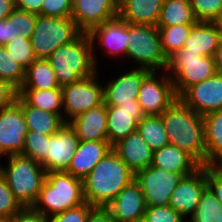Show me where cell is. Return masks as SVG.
<instances>
[{"mask_svg": "<svg viewBox=\"0 0 222 222\" xmlns=\"http://www.w3.org/2000/svg\"><path fill=\"white\" fill-rule=\"evenodd\" d=\"M18 95L30 106L51 113L63 114L61 87L50 90L19 89Z\"/></svg>", "mask_w": 222, "mask_h": 222, "instance_id": "obj_31", "label": "cell"}, {"mask_svg": "<svg viewBox=\"0 0 222 222\" xmlns=\"http://www.w3.org/2000/svg\"><path fill=\"white\" fill-rule=\"evenodd\" d=\"M137 131L153 151L169 144L160 116H145L137 125Z\"/></svg>", "mask_w": 222, "mask_h": 222, "instance_id": "obj_32", "label": "cell"}, {"mask_svg": "<svg viewBox=\"0 0 222 222\" xmlns=\"http://www.w3.org/2000/svg\"><path fill=\"white\" fill-rule=\"evenodd\" d=\"M80 141H107V106L90 109L70 121Z\"/></svg>", "mask_w": 222, "mask_h": 222, "instance_id": "obj_23", "label": "cell"}, {"mask_svg": "<svg viewBox=\"0 0 222 222\" xmlns=\"http://www.w3.org/2000/svg\"><path fill=\"white\" fill-rule=\"evenodd\" d=\"M213 58L216 66V71L222 74V40L220 41L219 46L215 51Z\"/></svg>", "mask_w": 222, "mask_h": 222, "instance_id": "obj_51", "label": "cell"}, {"mask_svg": "<svg viewBox=\"0 0 222 222\" xmlns=\"http://www.w3.org/2000/svg\"><path fill=\"white\" fill-rule=\"evenodd\" d=\"M20 107L22 108L28 131L38 132L43 135H51L55 134L65 122L63 114L51 113L30 106L21 97Z\"/></svg>", "mask_w": 222, "mask_h": 222, "instance_id": "obj_27", "label": "cell"}, {"mask_svg": "<svg viewBox=\"0 0 222 222\" xmlns=\"http://www.w3.org/2000/svg\"><path fill=\"white\" fill-rule=\"evenodd\" d=\"M192 27L193 25L181 24L157 27L160 36L161 48L167 59L176 51L183 48Z\"/></svg>", "mask_w": 222, "mask_h": 222, "instance_id": "obj_34", "label": "cell"}, {"mask_svg": "<svg viewBox=\"0 0 222 222\" xmlns=\"http://www.w3.org/2000/svg\"><path fill=\"white\" fill-rule=\"evenodd\" d=\"M100 70L88 78L62 88L63 119L70 122L78 115L104 103ZM101 80V81H100Z\"/></svg>", "mask_w": 222, "mask_h": 222, "instance_id": "obj_9", "label": "cell"}, {"mask_svg": "<svg viewBox=\"0 0 222 222\" xmlns=\"http://www.w3.org/2000/svg\"><path fill=\"white\" fill-rule=\"evenodd\" d=\"M82 31L71 17L37 15L31 44L36 59H47L57 48L76 39Z\"/></svg>", "mask_w": 222, "mask_h": 222, "instance_id": "obj_8", "label": "cell"}, {"mask_svg": "<svg viewBox=\"0 0 222 222\" xmlns=\"http://www.w3.org/2000/svg\"><path fill=\"white\" fill-rule=\"evenodd\" d=\"M165 71L172 79L177 97L190 86L211 78L217 72L213 57L187 52L186 48L168 58Z\"/></svg>", "mask_w": 222, "mask_h": 222, "instance_id": "obj_7", "label": "cell"}, {"mask_svg": "<svg viewBox=\"0 0 222 222\" xmlns=\"http://www.w3.org/2000/svg\"><path fill=\"white\" fill-rule=\"evenodd\" d=\"M119 0H73L72 16L82 32L118 17Z\"/></svg>", "mask_w": 222, "mask_h": 222, "instance_id": "obj_19", "label": "cell"}, {"mask_svg": "<svg viewBox=\"0 0 222 222\" xmlns=\"http://www.w3.org/2000/svg\"><path fill=\"white\" fill-rule=\"evenodd\" d=\"M134 180L135 174L111 149L83 179L85 201L105 208Z\"/></svg>", "mask_w": 222, "mask_h": 222, "instance_id": "obj_2", "label": "cell"}, {"mask_svg": "<svg viewBox=\"0 0 222 222\" xmlns=\"http://www.w3.org/2000/svg\"><path fill=\"white\" fill-rule=\"evenodd\" d=\"M0 222H12V218H4Z\"/></svg>", "mask_w": 222, "mask_h": 222, "instance_id": "obj_53", "label": "cell"}, {"mask_svg": "<svg viewBox=\"0 0 222 222\" xmlns=\"http://www.w3.org/2000/svg\"><path fill=\"white\" fill-rule=\"evenodd\" d=\"M47 60L60 87L88 78L98 71L87 32H82L72 42L57 48Z\"/></svg>", "mask_w": 222, "mask_h": 222, "instance_id": "obj_4", "label": "cell"}, {"mask_svg": "<svg viewBox=\"0 0 222 222\" xmlns=\"http://www.w3.org/2000/svg\"><path fill=\"white\" fill-rule=\"evenodd\" d=\"M192 12L197 22H220L222 0H190Z\"/></svg>", "mask_w": 222, "mask_h": 222, "instance_id": "obj_36", "label": "cell"}, {"mask_svg": "<svg viewBox=\"0 0 222 222\" xmlns=\"http://www.w3.org/2000/svg\"><path fill=\"white\" fill-rule=\"evenodd\" d=\"M12 222H47V218L31 207H24L12 217Z\"/></svg>", "mask_w": 222, "mask_h": 222, "instance_id": "obj_47", "label": "cell"}, {"mask_svg": "<svg viewBox=\"0 0 222 222\" xmlns=\"http://www.w3.org/2000/svg\"><path fill=\"white\" fill-rule=\"evenodd\" d=\"M87 222H115L106 208L95 207L89 214Z\"/></svg>", "mask_w": 222, "mask_h": 222, "instance_id": "obj_49", "label": "cell"}, {"mask_svg": "<svg viewBox=\"0 0 222 222\" xmlns=\"http://www.w3.org/2000/svg\"><path fill=\"white\" fill-rule=\"evenodd\" d=\"M221 40L222 28L219 22H196L183 48L187 52H199L202 56L213 57Z\"/></svg>", "mask_w": 222, "mask_h": 222, "instance_id": "obj_24", "label": "cell"}, {"mask_svg": "<svg viewBox=\"0 0 222 222\" xmlns=\"http://www.w3.org/2000/svg\"><path fill=\"white\" fill-rule=\"evenodd\" d=\"M206 165L222 153V110L203 116Z\"/></svg>", "mask_w": 222, "mask_h": 222, "instance_id": "obj_29", "label": "cell"}, {"mask_svg": "<svg viewBox=\"0 0 222 222\" xmlns=\"http://www.w3.org/2000/svg\"><path fill=\"white\" fill-rule=\"evenodd\" d=\"M73 0H44L40 15L62 18L72 16Z\"/></svg>", "mask_w": 222, "mask_h": 222, "instance_id": "obj_42", "label": "cell"}, {"mask_svg": "<svg viewBox=\"0 0 222 222\" xmlns=\"http://www.w3.org/2000/svg\"><path fill=\"white\" fill-rule=\"evenodd\" d=\"M142 222H187L178 212L167 206L146 207Z\"/></svg>", "mask_w": 222, "mask_h": 222, "instance_id": "obj_40", "label": "cell"}, {"mask_svg": "<svg viewBox=\"0 0 222 222\" xmlns=\"http://www.w3.org/2000/svg\"><path fill=\"white\" fill-rule=\"evenodd\" d=\"M49 138L50 135L28 131L21 155L30 157L35 162L41 164L47 156V143Z\"/></svg>", "mask_w": 222, "mask_h": 222, "instance_id": "obj_38", "label": "cell"}, {"mask_svg": "<svg viewBox=\"0 0 222 222\" xmlns=\"http://www.w3.org/2000/svg\"><path fill=\"white\" fill-rule=\"evenodd\" d=\"M14 2L16 9L38 15L41 12L44 0H14Z\"/></svg>", "mask_w": 222, "mask_h": 222, "instance_id": "obj_48", "label": "cell"}, {"mask_svg": "<svg viewBox=\"0 0 222 222\" xmlns=\"http://www.w3.org/2000/svg\"><path fill=\"white\" fill-rule=\"evenodd\" d=\"M182 178L181 174L152 165L135 174V181L142 190L146 207L167 206L171 193Z\"/></svg>", "mask_w": 222, "mask_h": 222, "instance_id": "obj_12", "label": "cell"}, {"mask_svg": "<svg viewBox=\"0 0 222 222\" xmlns=\"http://www.w3.org/2000/svg\"><path fill=\"white\" fill-rule=\"evenodd\" d=\"M18 90L9 82L0 79V110L16 101Z\"/></svg>", "mask_w": 222, "mask_h": 222, "instance_id": "obj_46", "label": "cell"}, {"mask_svg": "<svg viewBox=\"0 0 222 222\" xmlns=\"http://www.w3.org/2000/svg\"><path fill=\"white\" fill-rule=\"evenodd\" d=\"M28 128L25 123L20 96L9 107L0 110V159L22 154Z\"/></svg>", "mask_w": 222, "mask_h": 222, "instance_id": "obj_13", "label": "cell"}, {"mask_svg": "<svg viewBox=\"0 0 222 222\" xmlns=\"http://www.w3.org/2000/svg\"><path fill=\"white\" fill-rule=\"evenodd\" d=\"M14 9V0H0V20L7 18Z\"/></svg>", "mask_w": 222, "mask_h": 222, "instance_id": "obj_50", "label": "cell"}, {"mask_svg": "<svg viewBox=\"0 0 222 222\" xmlns=\"http://www.w3.org/2000/svg\"><path fill=\"white\" fill-rule=\"evenodd\" d=\"M4 47L9 55L25 70L36 60L31 40L23 39L21 35H18L15 39H12V41L5 43Z\"/></svg>", "mask_w": 222, "mask_h": 222, "instance_id": "obj_37", "label": "cell"}, {"mask_svg": "<svg viewBox=\"0 0 222 222\" xmlns=\"http://www.w3.org/2000/svg\"><path fill=\"white\" fill-rule=\"evenodd\" d=\"M151 165L183 176L192 174L202 166L188 152L170 144L153 151Z\"/></svg>", "mask_w": 222, "mask_h": 222, "instance_id": "obj_25", "label": "cell"}, {"mask_svg": "<svg viewBox=\"0 0 222 222\" xmlns=\"http://www.w3.org/2000/svg\"><path fill=\"white\" fill-rule=\"evenodd\" d=\"M56 75L47 59H36L25 70L24 82L20 89L50 90L59 88Z\"/></svg>", "mask_w": 222, "mask_h": 222, "instance_id": "obj_28", "label": "cell"}, {"mask_svg": "<svg viewBox=\"0 0 222 222\" xmlns=\"http://www.w3.org/2000/svg\"><path fill=\"white\" fill-rule=\"evenodd\" d=\"M2 159L6 163L3 164ZM0 160V173L15 198L23 207H31L46 178L45 169L30 157L21 154L5 156Z\"/></svg>", "mask_w": 222, "mask_h": 222, "instance_id": "obj_5", "label": "cell"}, {"mask_svg": "<svg viewBox=\"0 0 222 222\" xmlns=\"http://www.w3.org/2000/svg\"><path fill=\"white\" fill-rule=\"evenodd\" d=\"M80 140L70 122H64L47 143V156L41 163L46 172L67 171Z\"/></svg>", "mask_w": 222, "mask_h": 222, "instance_id": "obj_16", "label": "cell"}, {"mask_svg": "<svg viewBox=\"0 0 222 222\" xmlns=\"http://www.w3.org/2000/svg\"><path fill=\"white\" fill-rule=\"evenodd\" d=\"M145 117L137 99L119 106H107V141L113 146L137 131L138 122Z\"/></svg>", "mask_w": 222, "mask_h": 222, "instance_id": "obj_18", "label": "cell"}, {"mask_svg": "<svg viewBox=\"0 0 222 222\" xmlns=\"http://www.w3.org/2000/svg\"><path fill=\"white\" fill-rule=\"evenodd\" d=\"M23 208L0 173V215L4 218H12Z\"/></svg>", "mask_w": 222, "mask_h": 222, "instance_id": "obj_39", "label": "cell"}, {"mask_svg": "<svg viewBox=\"0 0 222 222\" xmlns=\"http://www.w3.org/2000/svg\"><path fill=\"white\" fill-rule=\"evenodd\" d=\"M25 69L0 45V79L9 82L19 90L24 82Z\"/></svg>", "mask_w": 222, "mask_h": 222, "instance_id": "obj_35", "label": "cell"}, {"mask_svg": "<svg viewBox=\"0 0 222 222\" xmlns=\"http://www.w3.org/2000/svg\"><path fill=\"white\" fill-rule=\"evenodd\" d=\"M132 68L150 72L165 71L168 59L164 55L156 26L129 23L128 50L126 61ZM135 63V64H134Z\"/></svg>", "mask_w": 222, "mask_h": 222, "instance_id": "obj_6", "label": "cell"}, {"mask_svg": "<svg viewBox=\"0 0 222 222\" xmlns=\"http://www.w3.org/2000/svg\"><path fill=\"white\" fill-rule=\"evenodd\" d=\"M127 67L118 70L119 72H116L114 77L106 79L107 81L102 80L106 106H119L138 98L141 83L150 71L132 67L127 69Z\"/></svg>", "mask_w": 222, "mask_h": 222, "instance_id": "obj_14", "label": "cell"}, {"mask_svg": "<svg viewBox=\"0 0 222 222\" xmlns=\"http://www.w3.org/2000/svg\"><path fill=\"white\" fill-rule=\"evenodd\" d=\"M83 180L66 171L46 172L38 198L31 206L49 218L85 203Z\"/></svg>", "mask_w": 222, "mask_h": 222, "instance_id": "obj_3", "label": "cell"}, {"mask_svg": "<svg viewBox=\"0 0 222 222\" xmlns=\"http://www.w3.org/2000/svg\"><path fill=\"white\" fill-rule=\"evenodd\" d=\"M187 222H222V205L207 186L197 204V208Z\"/></svg>", "mask_w": 222, "mask_h": 222, "instance_id": "obj_33", "label": "cell"}, {"mask_svg": "<svg viewBox=\"0 0 222 222\" xmlns=\"http://www.w3.org/2000/svg\"><path fill=\"white\" fill-rule=\"evenodd\" d=\"M207 186V165H205L192 174L183 176L171 193L168 205L188 221V218L196 210L201 195Z\"/></svg>", "mask_w": 222, "mask_h": 222, "instance_id": "obj_15", "label": "cell"}, {"mask_svg": "<svg viewBox=\"0 0 222 222\" xmlns=\"http://www.w3.org/2000/svg\"><path fill=\"white\" fill-rule=\"evenodd\" d=\"M211 165L222 172V153L211 163Z\"/></svg>", "mask_w": 222, "mask_h": 222, "instance_id": "obj_52", "label": "cell"}, {"mask_svg": "<svg viewBox=\"0 0 222 222\" xmlns=\"http://www.w3.org/2000/svg\"><path fill=\"white\" fill-rule=\"evenodd\" d=\"M164 0H119L118 17L130 24L157 26Z\"/></svg>", "mask_w": 222, "mask_h": 222, "instance_id": "obj_26", "label": "cell"}, {"mask_svg": "<svg viewBox=\"0 0 222 222\" xmlns=\"http://www.w3.org/2000/svg\"><path fill=\"white\" fill-rule=\"evenodd\" d=\"M87 34L91 40L92 55L98 69L102 65L99 53H101L102 56L107 55L110 58H115L117 61L121 58L120 62L121 60L124 61L123 59L126 60L129 23L117 17L91 28Z\"/></svg>", "mask_w": 222, "mask_h": 222, "instance_id": "obj_10", "label": "cell"}, {"mask_svg": "<svg viewBox=\"0 0 222 222\" xmlns=\"http://www.w3.org/2000/svg\"><path fill=\"white\" fill-rule=\"evenodd\" d=\"M190 0H164L156 27L172 25H194Z\"/></svg>", "mask_w": 222, "mask_h": 222, "instance_id": "obj_30", "label": "cell"}, {"mask_svg": "<svg viewBox=\"0 0 222 222\" xmlns=\"http://www.w3.org/2000/svg\"><path fill=\"white\" fill-rule=\"evenodd\" d=\"M94 208L85 202L77 208L69 209L47 218V222H87L88 216Z\"/></svg>", "mask_w": 222, "mask_h": 222, "instance_id": "obj_41", "label": "cell"}, {"mask_svg": "<svg viewBox=\"0 0 222 222\" xmlns=\"http://www.w3.org/2000/svg\"><path fill=\"white\" fill-rule=\"evenodd\" d=\"M112 149L134 174L152 164L153 150L138 131L119 140Z\"/></svg>", "mask_w": 222, "mask_h": 222, "instance_id": "obj_21", "label": "cell"}, {"mask_svg": "<svg viewBox=\"0 0 222 222\" xmlns=\"http://www.w3.org/2000/svg\"><path fill=\"white\" fill-rule=\"evenodd\" d=\"M207 183L222 205V172L207 164Z\"/></svg>", "mask_w": 222, "mask_h": 222, "instance_id": "obj_45", "label": "cell"}, {"mask_svg": "<svg viewBox=\"0 0 222 222\" xmlns=\"http://www.w3.org/2000/svg\"><path fill=\"white\" fill-rule=\"evenodd\" d=\"M170 145L192 155L206 165L203 116L189 108L179 97L160 115Z\"/></svg>", "mask_w": 222, "mask_h": 222, "instance_id": "obj_1", "label": "cell"}, {"mask_svg": "<svg viewBox=\"0 0 222 222\" xmlns=\"http://www.w3.org/2000/svg\"><path fill=\"white\" fill-rule=\"evenodd\" d=\"M111 149L108 141H80L66 172L83 180Z\"/></svg>", "mask_w": 222, "mask_h": 222, "instance_id": "obj_22", "label": "cell"}, {"mask_svg": "<svg viewBox=\"0 0 222 222\" xmlns=\"http://www.w3.org/2000/svg\"><path fill=\"white\" fill-rule=\"evenodd\" d=\"M18 35H20V32H17L14 9L7 18L0 20V45L12 41Z\"/></svg>", "mask_w": 222, "mask_h": 222, "instance_id": "obj_44", "label": "cell"}, {"mask_svg": "<svg viewBox=\"0 0 222 222\" xmlns=\"http://www.w3.org/2000/svg\"><path fill=\"white\" fill-rule=\"evenodd\" d=\"M15 19L17 32H20L23 39H31L35 29L37 14L15 8Z\"/></svg>", "mask_w": 222, "mask_h": 222, "instance_id": "obj_43", "label": "cell"}, {"mask_svg": "<svg viewBox=\"0 0 222 222\" xmlns=\"http://www.w3.org/2000/svg\"><path fill=\"white\" fill-rule=\"evenodd\" d=\"M179 98L202 116L222 110V74L216 72L211 78L190 86Z\"/></svg>", "mask_w": 222, "mask_h": 222, "instance_id": "obj_17", "label": "cell"}, {"mask_svg": "<svg viewBox=\"0 0 222 222\" xmlns=\"http://www.w3.org/2000/svg\"><path fill=\"white\" fill-rule=\"evenodd\" d=\"M178 97L166 71L150 72L142 81L137 101L145 116H160Z\"/></svg>", "mask_w": 222, "mask_h": 222, "instance_id": "obj_11", "label": "cell"}, {"mask_svg": "<svg viewBox=\"0 0 222 222\" xmlns=\"http://www.w3.org/2000/svg\"><path fill=\"white\" fill-rule=\"evenodd\" d=\"M105 208L115 222H142L146 204L138 183L132 181Z\"/></svg>", "mask_w": 222, "mask_h": 222, "instance_id": "obj_20", "label": "cell"}]
</instances>
